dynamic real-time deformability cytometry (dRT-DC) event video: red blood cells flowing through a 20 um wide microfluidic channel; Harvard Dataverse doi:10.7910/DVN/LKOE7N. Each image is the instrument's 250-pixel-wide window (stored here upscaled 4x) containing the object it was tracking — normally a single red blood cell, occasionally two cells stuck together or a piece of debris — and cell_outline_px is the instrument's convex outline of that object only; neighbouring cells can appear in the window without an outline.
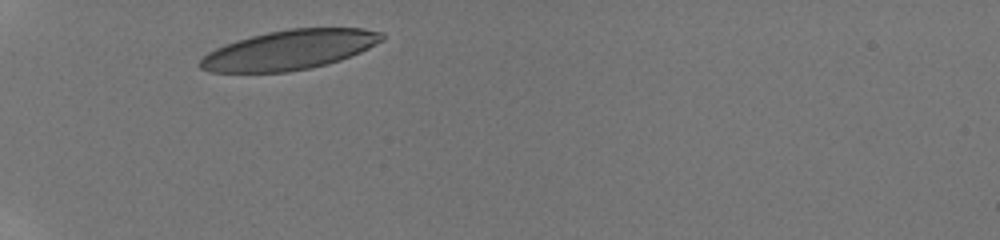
{"species": "human", "species_latin": "Homo sapiens", "temperature_condition": "room temperature", "stored_images_in_passage": 2, "camera_frame_rate_fps": 3000, "um_per_image_px": 0.085, "donor": {"sex": "male"}, "frame": {"image": 1, "passage_image": 1, "time_ms": 0.0, "image_size_px": [1000, 240], "cell_outline_px": [[384, 40], [360, 52], [340, 60], [328, 64], [288, 72], [212, 72], [200, 68], [196, 64], [208, 52], [216, 48], [236, 40], [268, 32], [288, 28], [364, 28], [384, 32]], "centroid_in_image_um": [24.62, 4.24], "position_along_channel_um": 60.4, "area_um2": 41.96}}